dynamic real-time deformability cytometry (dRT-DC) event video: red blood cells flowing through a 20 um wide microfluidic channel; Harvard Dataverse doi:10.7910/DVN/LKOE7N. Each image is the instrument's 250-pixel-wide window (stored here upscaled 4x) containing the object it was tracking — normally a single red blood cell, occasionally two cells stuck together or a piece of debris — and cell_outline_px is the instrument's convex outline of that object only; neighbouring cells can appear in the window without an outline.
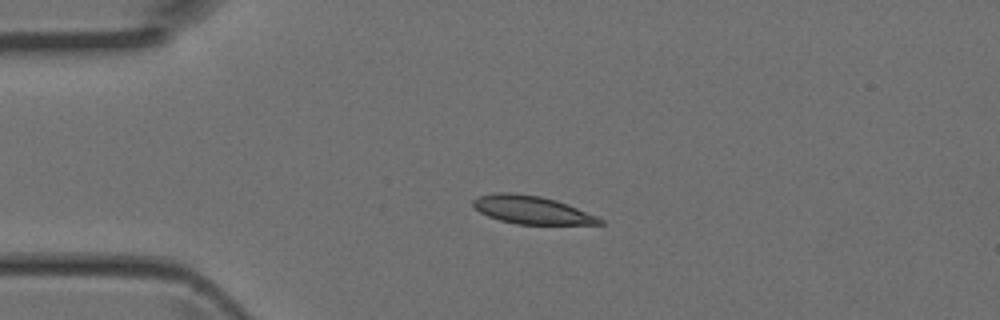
{"species": "Egyptian fruit bat (a non-hibernating species)", "species_latin": "Rousettus aegyptiacus", "temperature_condition": "room temperature", "stored_images_in_passage": 5, "camera_frame_rate_fps": 3000, "um_per_image_px": 0.085, "animal": {"sex": "female"}, "frame": {"image": 1, "passage_image": 3, "time_ms": 0.667, "image_size_px": [1000, 320], "cell_outline_px": [[604, 224], [516, 224], [500, 220], [488, 216], [480, 212], [472, 204], [472, 200], [480, 196], [496, 192], [512, 192], [540, 196], [556, 200], [568, 204], [596, 216], [604, 220]], "centroid_in_image_um": [45.19, 17.83], "position_along_channel_um": 39.8, "area_um2": 20.58}}
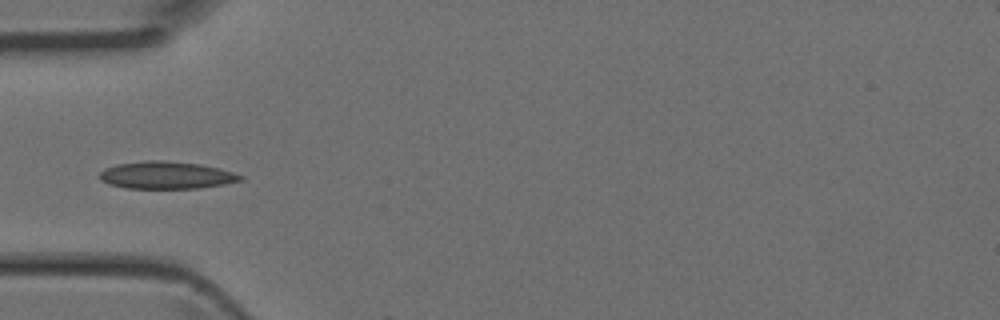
{"frame": {"image": 2, "passage_image": 4, "time_ms": 1.0, "image_size_px": [1000, 320], "cell_outline_px": [[244, 180], [224, 184], [196, 188], [124, 188], [108, 184], [100, 180], [100, 172], [104, 168], [116, 164], [148, 160], [164, 160], [200, 164], [220, 168], [244, 176]], "centroid_in_image_um": [14.13, 14.88], "position_along_channel_um": 70.9, "area_um2": 22.54}}
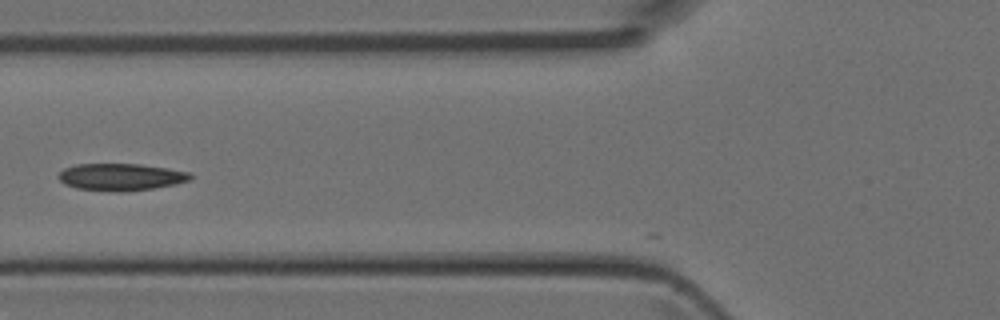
{"frame": {"image": 3, "passage_image": 5, "time_ms": 1.333, "image_size_px": [1000, 320], "cell_outline_px": [[192, 176], [188, 180], [176, 184], [152, 188], [120, 192], [116, 192], [76, 188], [64, 184], [56, 176], [64, 168], [76, 164], [140, 164], [168, 168], [188, 172]], "centroid_in_image_um": [10.23, 15.04], "position_along_channel_um": 115.6, "area_um2": 20.75}}